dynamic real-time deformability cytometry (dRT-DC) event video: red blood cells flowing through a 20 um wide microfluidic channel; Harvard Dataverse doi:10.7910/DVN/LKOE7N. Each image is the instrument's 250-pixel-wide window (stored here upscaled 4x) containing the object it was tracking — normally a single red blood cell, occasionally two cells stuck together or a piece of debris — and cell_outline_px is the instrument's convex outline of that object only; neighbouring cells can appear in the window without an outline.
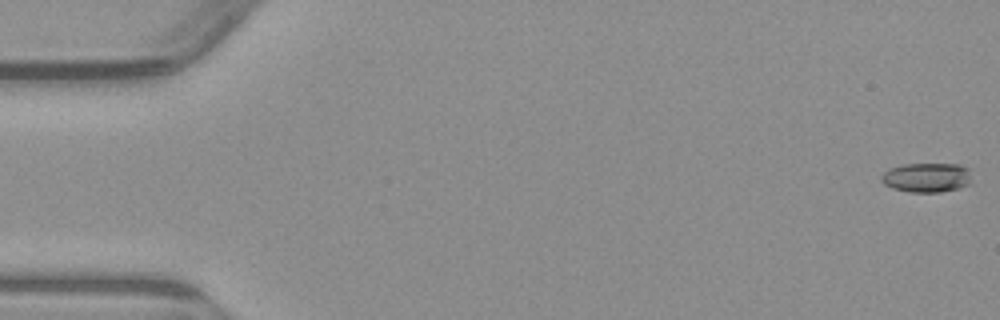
{"species": "common noctule bat (a hibernating species)", "species_latin": "Nyctalus noctula", "temperature_condition": "warm", "stored_images_in_passage": 4, "camera_frame_rate_fps": 3000, "um_per_image_px": 0.085, "animal": {"sex": "male", "body_mass_g": 23.1, "forearm_length_mm": 52.7}, "frame": {"image": 1, "passage_image": 1, "time_ms": 0.0, "image_size_px": [1000, 320], "cell_outline_px": [[972, 184], [960, 188], [940, 192], [908, 192], [892, 188], [884, 184], [880, 180], [880, 176], [888, 168], [900, 164], [960, 164], [968, 168], [972, 180]], "centroid_in_image_um": [78.77, 15.09], "position_along_channel_um": 6.2, "area_um2": 15.9}}
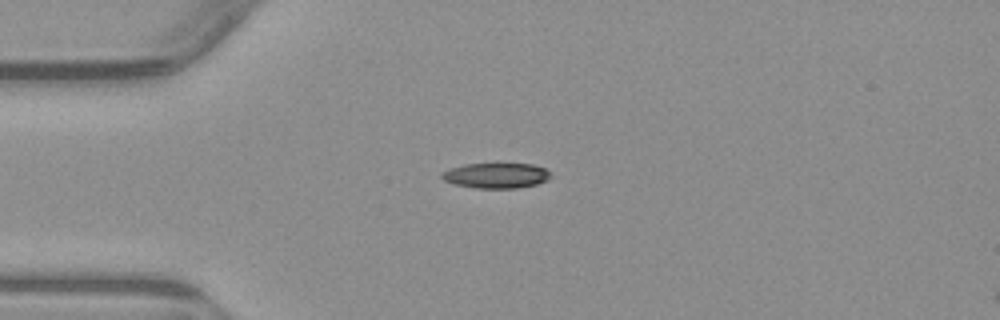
{"frame": {"image": 2, "passage_image": 3, "time_ms": 4.333, "image_size_px": [1000, 320], "cell_outline_px": [[552, 176], [548, 180], [536, 184], [516, 188], [476, 188], [456, 184], [444, 180], [440, 176], [440, 172], [464, 164], [532, 164], [544, 168], [552, 172]], "centroid_in_image_um": [42.2, 14.92], "position_along_channel_um": 42.8, "area_um2": 16.01}}